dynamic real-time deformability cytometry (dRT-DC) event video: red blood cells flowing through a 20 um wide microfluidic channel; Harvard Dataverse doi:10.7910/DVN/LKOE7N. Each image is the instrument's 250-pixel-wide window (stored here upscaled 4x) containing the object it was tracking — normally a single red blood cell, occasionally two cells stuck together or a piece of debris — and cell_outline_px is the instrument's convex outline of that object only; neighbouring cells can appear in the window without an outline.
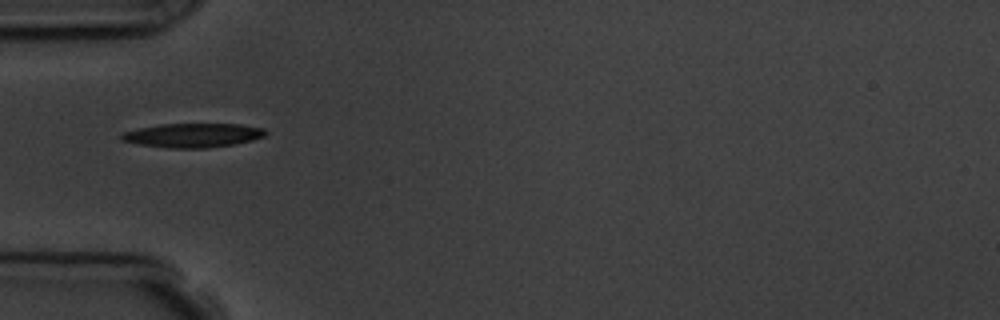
{"species": "common noctule bat (a hibernating species)", "species_latin": "Nyctalus noctula", "temperature_condition": "room temperature", "stored_images_in_passage": 4, "camera_frame_rate_fps": 3000, "um_per_image_px": 0.085, "animal": {"sex": "male", "body_mass_g": 19.5, "forearm_length_mm": 54.6}, "frame": {"image": 1, "passage_image": 1, "time_ms": 0.0, "image_size_px": [1000, 320], "cell_outline_px": [[268, 132], [264, 136], [252, 140], [236, 144], [204, 148], [168, 148], [140, 144], [120, 140], [120, 136], [124, 132], [140, 128], [160, 124], [240, 124], [264, 128]], "centroid_in_image_um": [16.42, 11.5], "position_along_channel_um": 68.6, "area_um2": 20.17}}